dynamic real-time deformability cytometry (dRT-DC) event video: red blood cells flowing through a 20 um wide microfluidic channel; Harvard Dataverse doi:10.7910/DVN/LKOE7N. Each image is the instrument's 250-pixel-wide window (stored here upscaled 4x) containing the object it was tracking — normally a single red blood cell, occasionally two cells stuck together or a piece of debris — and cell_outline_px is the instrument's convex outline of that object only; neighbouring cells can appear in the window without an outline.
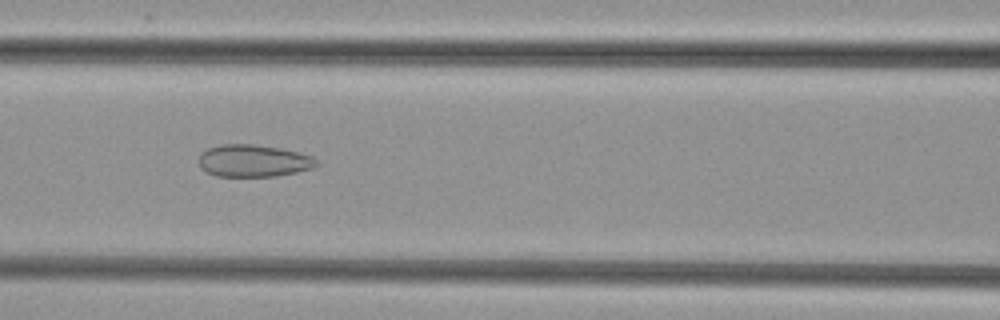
{"species": "common noctule bat (a hibernating species)", "species_latin": "Nyctalus noctula", "temperature_condition": "cold", "stored_images_in_passage": 46, "camera_frame_rate_fps": 3000, "um_per_image_px": 0.085, "animal": {"sex": "female", "body_mass_g": 29.2, "forearm_length_mm": 56.3}, "frame": {"image": 1, "passage_image": 22, "time_ms": 7.0, "image_size_px": [1000, 320], "cell_outline_px": [[320, 164], [312, 168], [296, 172], [276, 176], [216, 176], [200, 168], [196, 160], [200, 152], [208, 148], [220, 144], [252, 144], [280, 148], [312, 156]], "centroid_in_image_um": [21.48, 13.66], "position_along_channel_um": 145.1, "area_um2": 22.25}}
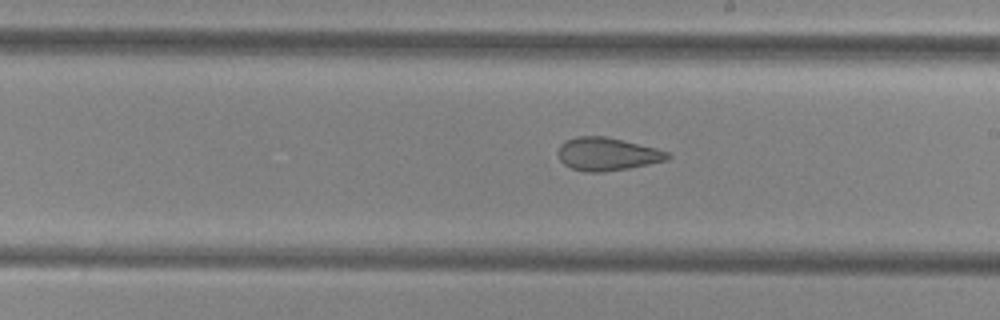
{"frame": {"image": 2, "passage_image": 29, "time_ms": 9.333, "image_size_px": [1000, 320], "cell_outline_px": [[672, 156], [668, 160], [628, 168], [604, 172], [584, 172], [572, 168], [564, 164], [560, 160], [556, 152], [560, 144], [564, 140], [576, 136], [608, 136], [656, 148], [668, 152]], "centroid_in_image_um": [51.58, 13.08], "position_along_channel_um": 237.4, "area_um2": 21.33}}
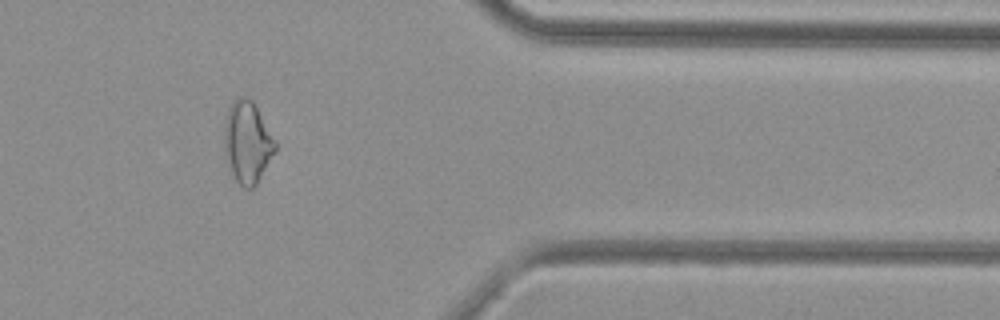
{"frame": {"image": 3, "passage_image": 42, "time_ms": 13.667, "image_size_px": [1000, 320], "cell_outline_px": [[276, 152], [256, 184], [252, 188], [244, 188], [236, 180], [232, 172], [224, 152], [224, 116], [228, 104], [232, 100], [240, 96], [248, 96], [252, 100], [276, 144]], "centroid_in_image_um": [20.99, 12.04], "position_along_channel_um": 390.4, "area_um2": 24.28}}